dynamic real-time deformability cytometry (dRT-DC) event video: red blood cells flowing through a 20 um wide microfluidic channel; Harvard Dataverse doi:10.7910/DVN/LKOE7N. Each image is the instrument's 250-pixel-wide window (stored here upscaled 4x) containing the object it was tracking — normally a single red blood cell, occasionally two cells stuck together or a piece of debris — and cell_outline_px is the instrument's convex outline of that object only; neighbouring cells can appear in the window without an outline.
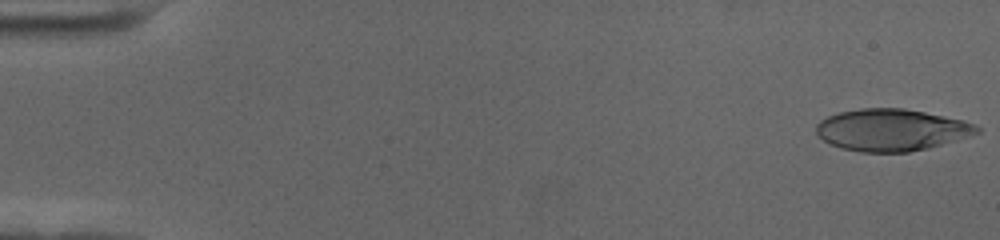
{"species": "human", "species_latin": "Homo sapiens", "temperature_condition": "cold", "stored_images_in_passage": 57, "camera_frame_rate_fps": 3000, "um_per_image_px": 0.085, "donor": {"sex": "female"}, "frame": {"image": 1, "passage_image": 1, "time_ms": 0.0, "image_size_px": [1000, 240], "cell_outline_px": [[980, 132], [956, 140], [928, 148], [908, 152], [860, 152], [840, 148], [828, 144], [816, 132], [816, 124], [820, 120], [828, 116], [840, 112], [860, 108], [904, 108], [964, 120], [980, 128]], "centroid_in_image_um": [75.74, 11.04], "position_along_channel_um": 9.3, "area_um2": 39.19}}
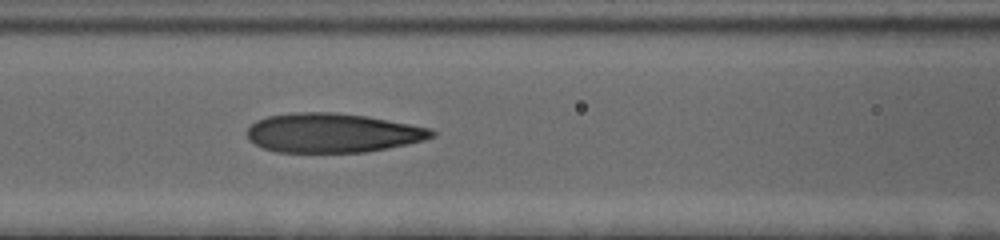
{"frame": {"image": 2, "passage_image": 25, "time_ms": 8.0, "image_size_px": [1000, 240], "cell_outline_px": [[436, 136], [424, 140], [408, 144], [388, 148], [364, 152], [276, 152], [264, 148], [248, 140], [248, 128], [256, 120], [268, 116], [296, 112], [332, 112], [368, 116], [428, 128], [436, 132]], "centroid_in_image_um": [28.26, 11.3], "position_along_channel_um": 138.3, "area_um2": 42.14}}
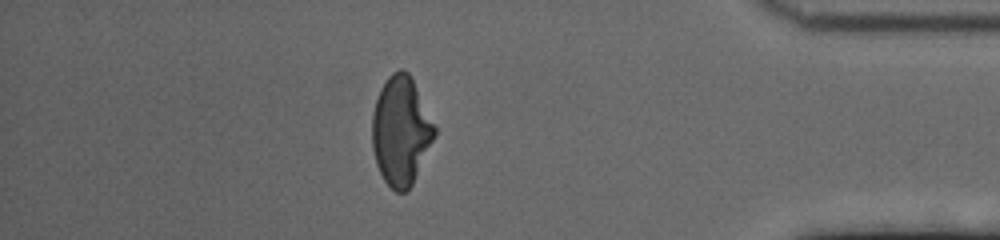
{"frame": {"image": 3, "passage_image": 50, "time_ms": 16.333, "image_size_px": [1000, 240], "cell_outline_px": [[436, 132], [412, 184], [404, 192], [396, 192], [384, 180], [376, 164], [372, 148], [372, 112], [380, 88], [388, 76], [392, 72], [400, 68], [404, 68], [408, 72], [436, 128]], "centroid_in_image_um": [34.04, 11.11], "position_along_channel_um": 401.2, "area_um2": 39.02}, "authors_computed_cell_mechanics": {"area_um2": 41.2692, "velocity_mm_per_s": 3.5535, "shape_relaxation_time_tau1_ms": 6.5841, "shape_relaxation_time_tau2_ms": 1.7747, "deformation_change_tau1": 0.2287, "deformation_change_tau2": 0.1063}}